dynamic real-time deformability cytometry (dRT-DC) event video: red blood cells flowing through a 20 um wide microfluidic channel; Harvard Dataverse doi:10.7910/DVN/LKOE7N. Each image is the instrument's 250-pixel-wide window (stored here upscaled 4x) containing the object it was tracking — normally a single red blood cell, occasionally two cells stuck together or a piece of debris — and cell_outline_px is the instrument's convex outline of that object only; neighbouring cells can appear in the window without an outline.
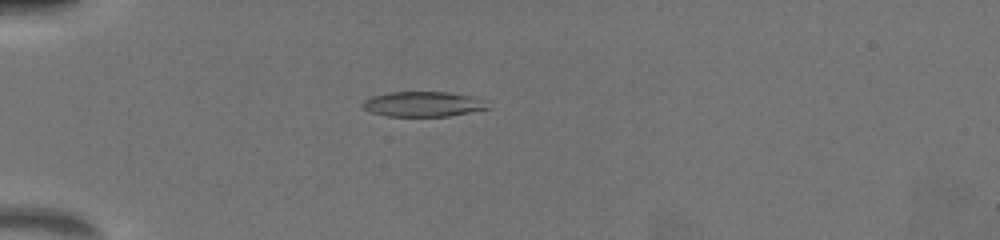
{"species": "common noctule bat (a hibernating species)", "species_latin": "Nyctalus noctula", "temperature_condition": "warm", "stored_images_in_passage": 65, "camera_frame_rate_fps": 3000, "um_per_image_px": 0.085, "animal": {"sex": "female", "body_mass_g": 19.5, "forearm_length_mm": 54.1}, "frame": {"image": 1, "passage_image": 20, "time_ms": 6.333, "image_size_px": [1000, 240], "cell_outline_px": [[492, 108], [448, 116], [388, 116], [372, 112], [364, 108], [360, 104], [364, 100], [372, 96], [388, 92], [448, 92], [472, 96], [488, 100]], "centroid_in_image_um": [36.03, 8.84], "position_along_channel_um": 49.0, "area_um2": 18.5}}
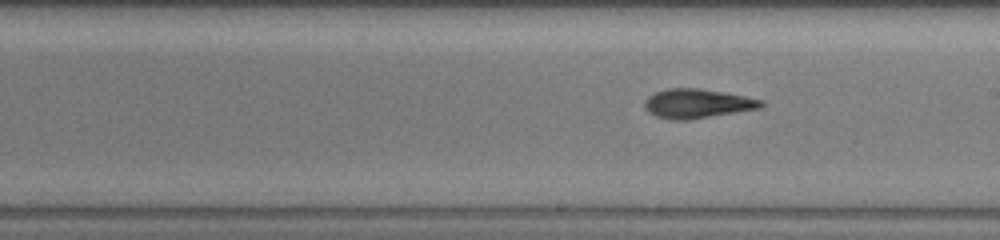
{"frame": {"image": 2, "passage_image": 39, "time_ms": 12.667, "image_size_px": [1000, 240], "cell_outline_px": [[764, 104], [760, 108], [688, 120], [672, 120], [656, 116], [648, 112], [644, 108], [644, 100], [648, 96], [656, 92], [668, 88], [700, 88], [724, 92], [764, 100]], "centroid_in_image_um": [59.24, 8.8], "position_along_channel_um": 229.8, "area_um2": 19.88}}
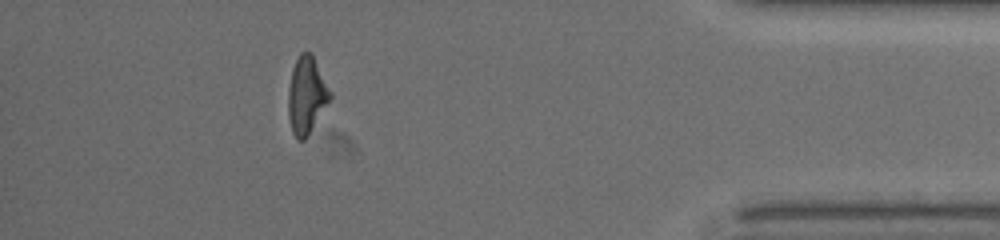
{"frame": {"image": 3, "passage_image": 59, "time_ms": 19.333, "image_size_px": [1000, 240], "cell_outline_px": [[332, 96], [304, 140], [296, 140], [292, 132], [288, 116], [288, 88], [292, 68], [300, 52], [308, 52], [312, 56], [332, 92]], "centroid_in_image_um": [26.03, 8.11], "position_along_channel_um": 409.2, "area_um2": 18.5}}